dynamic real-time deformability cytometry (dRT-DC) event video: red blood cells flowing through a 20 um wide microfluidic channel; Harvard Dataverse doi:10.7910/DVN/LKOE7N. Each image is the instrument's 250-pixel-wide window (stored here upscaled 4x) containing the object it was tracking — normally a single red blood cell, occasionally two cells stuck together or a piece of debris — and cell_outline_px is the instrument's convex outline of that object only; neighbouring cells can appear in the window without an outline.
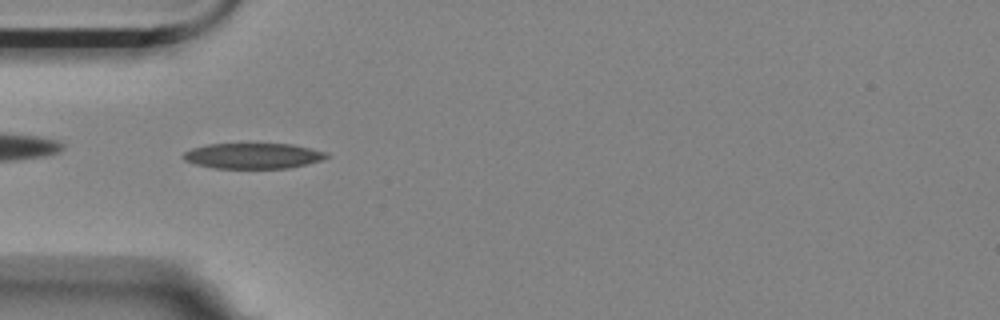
{"species": "Egyptian fruit bat (a non-hibernating species)", "species_latin": "Rousettus aegyptiacus", "temperature_condition": "room temperature", "stored_images_in_passage": 41, "camera_frame_rate_fps": 3000, "um_per_image_px": 0.085, "animal": {"sex": "female"}, "frame": {"image": 1, "passage_image": 3, "time_ms": 0.667, "image_size_px": [1000, 320], "cell_outline_px": [[328, 156], [320, 160], [288, 168], [216, 168], [196, 164], [184, 160], [180, 156], [184, 152], [192, 148], [208, 144], [292, 144], [312, 148], [328, 152]], "centroid_in_image_um": [21.48, 13.24], "position_along_channel_um": 63.5, "area_um2": 21.21}}
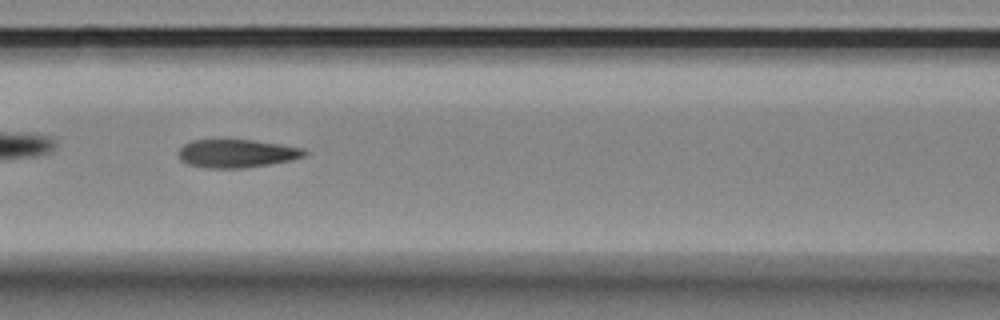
{"frame": {"image": 2, "passage_image": 10, "time_ms": 3.0, "image_size_px": [1000, 320], "cell_outline_px": [[308, 152], [304, 156], [292, 160], [244, 168], [208, 168], [188, 164], [180, 160], [180, 148], [184, 144], [192, 140], [252, 140], [280, 144], [304, 148]], "centroid_in_image_um": [20.14, 13.04], "position_along_channel_um": 146.5, "area_um2": 20.58}}
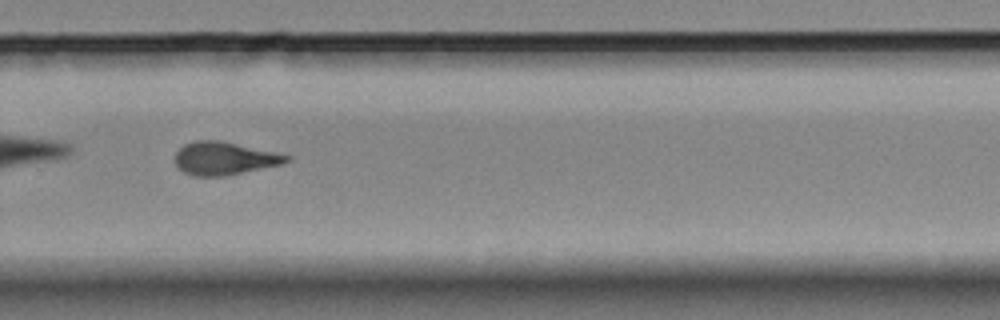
{"frame": {"image": 3, "passage_image": 24, "time_ms": 7.667, "image_size_px": [1000, 320], "cell_outline_px": [[292, 156], [284, 164], [228, 176], [196, 176], [184, 172], [176, 164], [176, 152], [184, 144], [196, 140], [216, 140]], "centroid_in_image_um": [19.07, 13.48], "position_along_channel_um": 310.7, "area_um2": 21.15}}